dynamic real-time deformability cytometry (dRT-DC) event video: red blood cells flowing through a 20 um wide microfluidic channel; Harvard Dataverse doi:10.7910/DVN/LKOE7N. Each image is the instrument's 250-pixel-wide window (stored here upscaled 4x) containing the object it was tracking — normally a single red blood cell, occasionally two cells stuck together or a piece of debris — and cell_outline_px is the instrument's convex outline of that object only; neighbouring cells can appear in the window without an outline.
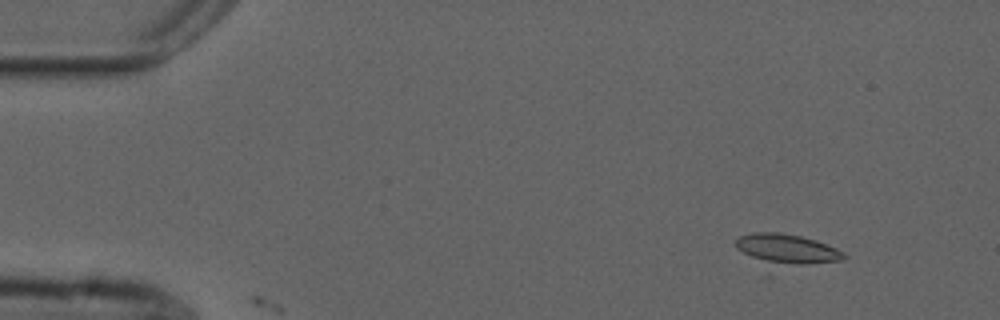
{"species": "common noctule bat (a hibernating species)", "species_latin": "Nyctalus noctula", "temperature_condition": "cold", "stored_images_in_passage": 7, "camera_frame_rate_fps": 3000, "um_per_image_px": 0.085, "animal": {"sex": "male", "forearm_length_mm": 52.5}, "frame": {"image": 1, "passage_image": 6, "time_ms": 1.667, "image_size_px": [1000, 320], "cell_outline_px": [[848, 256], [844, 260], [804, 264], [772, 264], [752, 256], [736, 248], [736, 240], [740, 236], [752, 232], [780, 232], [800, 236], [816, 240], [836, 248], [844, 252]], "centroid_in_image_um": [66.93, 21.14], "position_along_channel_um": 18.1, "area_um2": 18.44}}